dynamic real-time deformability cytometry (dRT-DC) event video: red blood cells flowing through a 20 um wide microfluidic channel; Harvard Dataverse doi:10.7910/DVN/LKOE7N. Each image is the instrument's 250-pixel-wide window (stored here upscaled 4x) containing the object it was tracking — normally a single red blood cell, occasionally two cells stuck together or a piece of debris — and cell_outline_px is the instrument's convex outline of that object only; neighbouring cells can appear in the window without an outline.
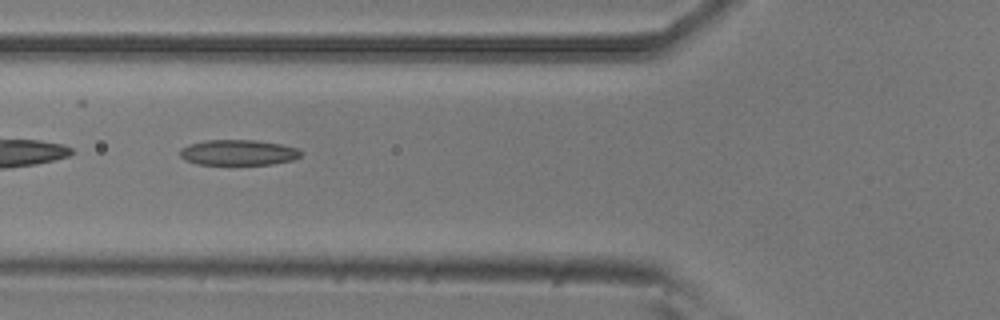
{"species": "common noctule bat (a hibernating species)", "species_latin": "Nyctalus noctula", "temperature_condition": "room temperature", "stored_images_in_passage": 33, "camera_frame_rate_fps": 3000, "um_per_image_px": 0.085, "animal": {"sex": "male", "body_mass_g": 20.5, "forearm_length_mm": 52.5}, "frame": {"image": 1, "passage_image": 4, "time_ms": 1.0, "image_size_px": [1000, 320], "cell_outline_px": [[304, 152], [300, 156], [292, 160], [272, 164], [196, 164], [184, 160], [180, 156], [180, 148], [188, 144], [204, 140], [256, 140], [280, 144], [296, 148]], "centroid_in_image_um": [20.22, 12.96], "position_along_channel_um": 105.6, "area_um2": 18.03}}
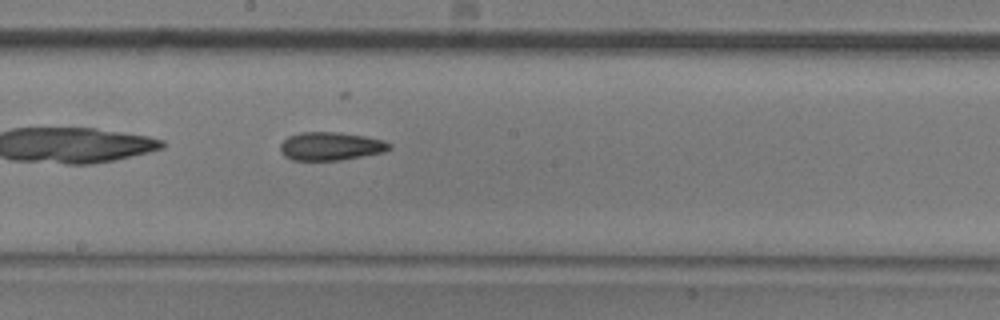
{"frame": {"image": 2, "passage_image": 13, "time_ms": 4.0, "image_size_px": [1000, 320], "cell_outline_px": [[392, 148], [384, 152], [364, 156], [340, 160], [292, 160], [284, 156], [280, 152], [280, 144], [288, 136], [300, 132], [340, 132], [364, 136], [384, 140], [392, 144]], "centroid_in_image_um": [28.11, 12.43], "position_along_channel_um": 220.1, "area_um2": 18.15}}
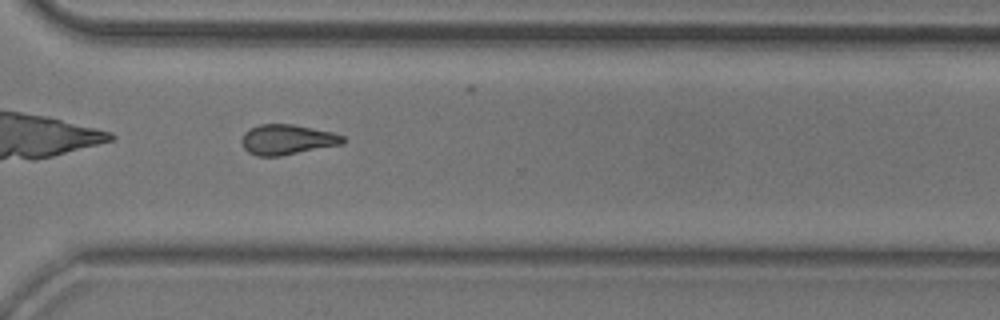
{"frame": {"image": 3, "passage_image": 23, "time_ms": 7.333, "image_size_px": [1000, 320], "cell_outline_px": [[348, 140], [344, 144], [280, 156], [256, 156], [248, 152], [244, 148], [240, 140], [244, 132], [260, 124], [292, 124], [332, 132], [344, 136]], "centroid_in_image_um": [24.43, 11.87], "position_along_channel_um": 346.2, "area_um2": 17.92}, "authors_computed_cell_mechanics": {"area_um2": 17.7446, "velocity_mm_per_s": 3.7966, "shape_relaxation_time_tau1_ms": null, "shape_relaxation_time_tau2_ms": 5.8924, "deformation_change_tau1": null, "deformation_change_tau2": 0.1601}}